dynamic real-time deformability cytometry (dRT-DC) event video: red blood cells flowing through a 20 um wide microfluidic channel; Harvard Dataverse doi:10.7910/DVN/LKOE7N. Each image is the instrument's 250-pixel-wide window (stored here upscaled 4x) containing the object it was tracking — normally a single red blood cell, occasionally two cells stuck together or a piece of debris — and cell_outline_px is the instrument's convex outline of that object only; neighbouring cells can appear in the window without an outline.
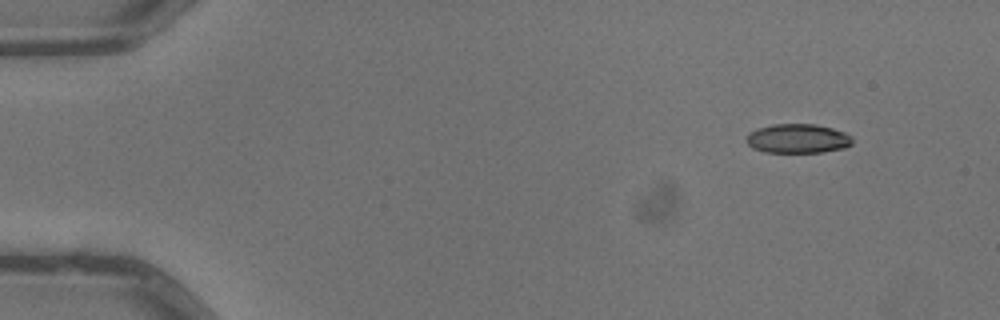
{"species": "common noctule bat (a hibernating species)", "species_latin": "Nyctalus noctula", "temperature_condition": "warm", "stored_images_in_passage": 3, "camera_frame_rate_fps": 3000, "um_per_image_px": 0.085, "animal": {"sex": "male", "body_mass_g": 13.3}, "frame": {"image": 1, "passage_image": 1, "time_ms": 0.0, "image_size_px": [1000, 320], "cell_outline_px": [[852, 144], [844, 148], [824, 152], [764, 152], [752, 148], [744, 140], [744, 136], [748, 132], [756, 128], [772, 124], [816, 124], [832, 128], [844, 132], [852, 136]], "centroid_in_image_um": [67.76, 11.77], "position_along_channel_um": 17.2, "area_um2": 18.38}}